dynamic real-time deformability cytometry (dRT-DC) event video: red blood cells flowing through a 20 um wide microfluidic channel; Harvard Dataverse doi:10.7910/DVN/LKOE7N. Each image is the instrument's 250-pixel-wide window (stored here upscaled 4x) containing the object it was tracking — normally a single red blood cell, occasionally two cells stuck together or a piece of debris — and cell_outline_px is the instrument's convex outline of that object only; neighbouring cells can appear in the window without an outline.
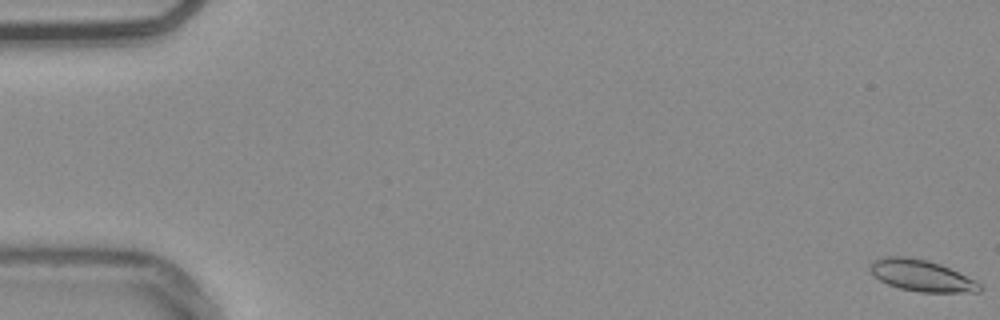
{"species": "common noctule bat (a hibernating species)", "species_latin": "Nyctalus noctula", "temperature_condition": "warm", "stored_images_in_passage": 55, "camera_frame_rate_fps": 3000, "um_per_image_px": 0.085, "animal": {"sex": "male", "body_mass_g": 20.4}, "frame": {"image": 1, "passage_image": 1, "time_ms": 0.0, "image_size_px": [1000, 320], "cell_outline_px": [[984, 288], [980, 292], [920, 292], [900, 288], [888, 284], [880, 280], [868, 268], [868, 264], [872, 260], [888, 256], [904, 256], [928, 260], [940, 264], [976, 280]], "centroid_in_image_um": [78.33, 23.42], "position_along_channel_um": 6.7, "area_um2": 20.11}}
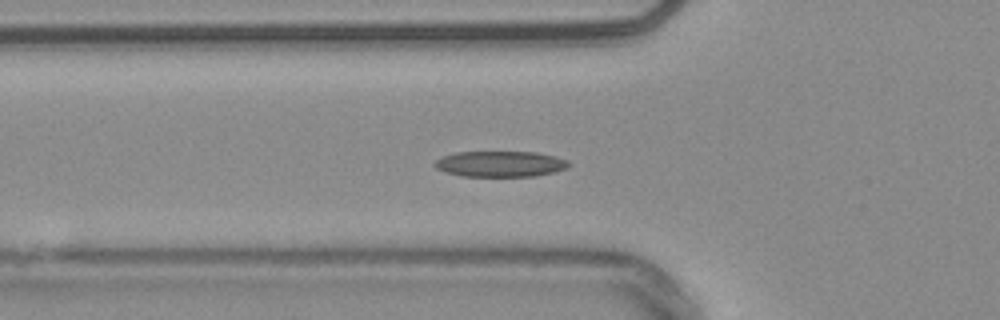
{"frame": {"image": 2, "passage_image": 20, "time_ms": 6.333, "image_size_px": [1000, 320], "cell_outline_px": [[572, 164], [568, 168], [536, 176], [460, 176], [436, 168], [432, 164], [440, 156], [456, 152], [536, 152], [556, 156], [568, 160]], "centroid_in_image_um": [42.54, 13.93], "position_along_channel_um": 83.3, "area_um2": 20.29}}
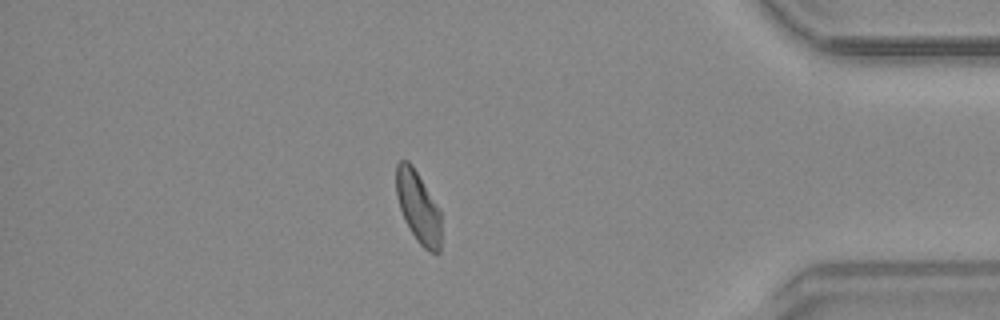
{"frame": {"image": 3, "passage_image": 48, "time_ms": 15.667, "image_size_px": [1000, 320], "cell_outline_px": [[440, 252], [432, 252], [424, 248], [416, 240], [404, 220], [396, 196], [396, 164], [400, 160], [408, 160], [412, 164], [440, 208]], "centroid_in_image_um": [35.53, 17.57], "position_along_channel_um": 399.7, "area_um2": 18.84}, "authors_computed_cell_mechanics": {"area_um2": 19.652, "velocity_mm_per_s": 3.7451, "shape_relaxation_time_tau1_ms": 3.505, "shape_relaxation_time_tau2_ms": 3.9401, "deformation_change_tau1": 0.1178, "deformation_change_tau2": 0.0951}}